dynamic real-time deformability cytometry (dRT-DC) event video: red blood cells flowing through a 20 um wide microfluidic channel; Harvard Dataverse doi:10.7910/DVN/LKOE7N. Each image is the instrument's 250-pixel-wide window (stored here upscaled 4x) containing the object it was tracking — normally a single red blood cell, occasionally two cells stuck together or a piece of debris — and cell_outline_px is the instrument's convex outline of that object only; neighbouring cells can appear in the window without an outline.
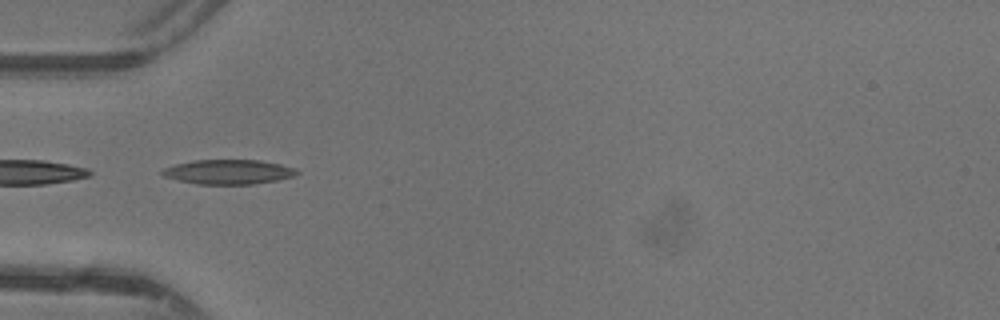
{"species": "common noctule bat (a hibernating species)", "species_latin": "Nyctalus noctula", "temperature_condition": "warm", "stored_images_in_passage": 3, "camera_frame_rate_fps": 3000, "um_per_image_px": 0.085, "animal": {"sex": "female"}, "frame": {"image": 1, "passage_image": 1, "time_ms": 0.0, "image_size_px": [1000, 320], "cell_outline_px": [[300, 172], [292, 176], [276, 180], [252, 184], [196, 184], [164, 176], [160, 172], [164, 168], [176, 164], [196, 160], [260, 160], [280, 164], [296, 168]], "centroid_in_image_um": [19.43, 14.6], "position_along_channel_um": 65.6, "area_um2": 19.07}}